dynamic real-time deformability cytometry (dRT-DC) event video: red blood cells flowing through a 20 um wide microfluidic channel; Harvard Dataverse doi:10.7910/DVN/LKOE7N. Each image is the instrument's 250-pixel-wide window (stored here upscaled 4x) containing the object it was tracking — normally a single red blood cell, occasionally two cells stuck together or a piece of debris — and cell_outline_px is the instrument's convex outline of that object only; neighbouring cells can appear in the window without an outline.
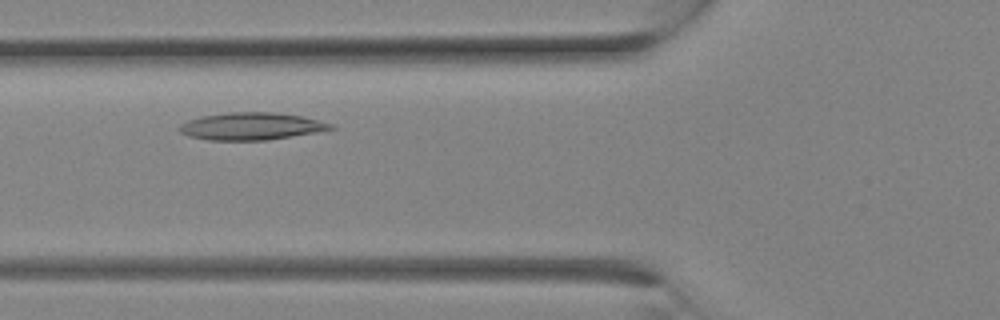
{"species": "Egyptian fruit bat (a non-hibernating species)", "species_latin": "Rousettus aegyptiacus", "temperature_condition": "room temperature", "stored_images_in_passage": 23, "camera_frame_rate_fps": 3000, "um_per_image_px": 0.085, "animal": {"sex": "female"}, "frame": {"image": 1, "passage_image": 6, "time_ms": 1.667, "image_size_px": [1000, 320], "cell_outline_px": [[336, 128], [264, 140], [208, 140], [188, 136], [180, 132], [176, 128], [180, 124], [188, 120], [200, 116], [228, 112], [272, 112], [300, 116], [332, 124]], "centroid_in_image_um": [21.24, 10.72], "position_along_channel_um": 104.6, "area_um2": 23.76}}
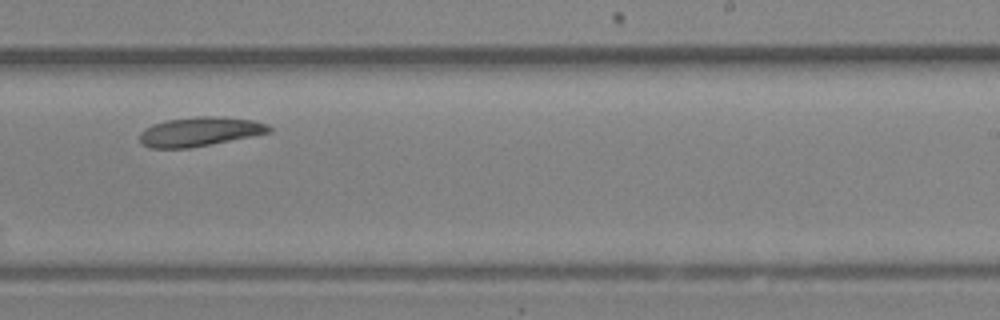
{"frame": {"image": 2, "passage_image": 13, "time_ms": 4.0, "image_size_px": [1000, 320], "cell_outline_px": [[272, 132], [212, 144], [188, 148], [148, 148], [140, 140], [140, 132], [144, 128], [152, 124], [164, 120], [200, 116], [220, 116], [252, 120], [268, 124], [272, 128]], "centroid_in_image_um": [16.98, 11.18], "position_along_channel_um": 272.0, "area_um2": 22.14}}
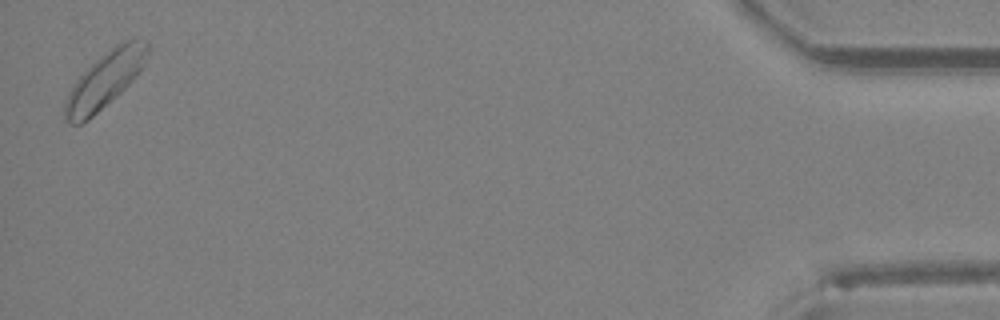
{"frame": {"image": 3, "passage_image": 23, "time_ms": 7.333, "image_size_px": [1000, 320], "cell_outline_px": [[148, 52], [144, 64], [132, 80], [116, 96], [88, 120], [80, 124], [72, 124], [64, 120], [64, 100], [72, 84], [100, 56], [120, 40], [136, 36], [148, 40]], "centroid_in_image_um": [8.91, 6.74], "position_along_channel_um": 426.3, "area_um2": 27.11}}